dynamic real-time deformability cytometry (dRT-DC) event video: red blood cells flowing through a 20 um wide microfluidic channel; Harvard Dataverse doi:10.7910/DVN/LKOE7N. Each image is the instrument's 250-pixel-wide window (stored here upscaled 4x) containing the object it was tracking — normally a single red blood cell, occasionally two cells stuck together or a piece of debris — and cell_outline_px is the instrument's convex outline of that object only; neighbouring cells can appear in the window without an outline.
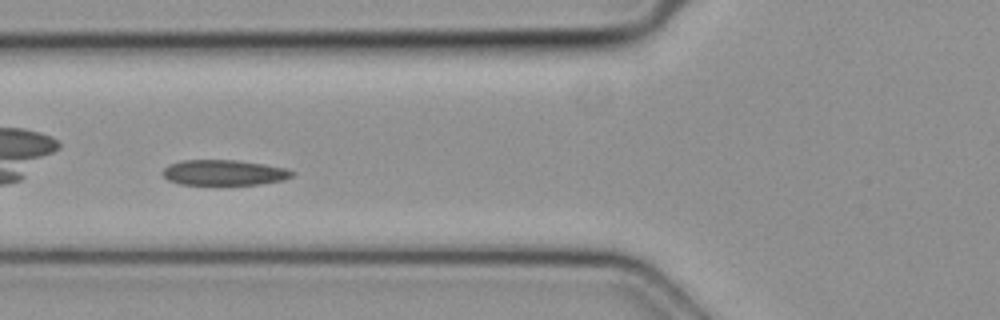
{"species": "common noctule bat (a hibernating species)", "species_latin": "Nyctalus noctula", "temperature_condition": "cold", "stored_images_in_passage": 47, "camera_frame_rate_fps": 3000, "um_per_image_px": 0.085, "animal": {"sex": "female", "body_mass_g": 19.3, "forearm_length_mm": 54.1}, "frame": {"image": 1, "passage_image": 16, "time_ms": 5.0, "image_size_px": [1000, 320], "cell_outline_px": [[296, 172], [292, 176], [284, 180], [256, 184], [180, 184], [168, 180], [160, 172], [168, 164], [180, 160], [236, 160], [264, 164], [284, 168]], "centroid_in_image_um": [19.0, 14.66], "position_along_channel_um": 106.8, "area_um2": 19.13}}
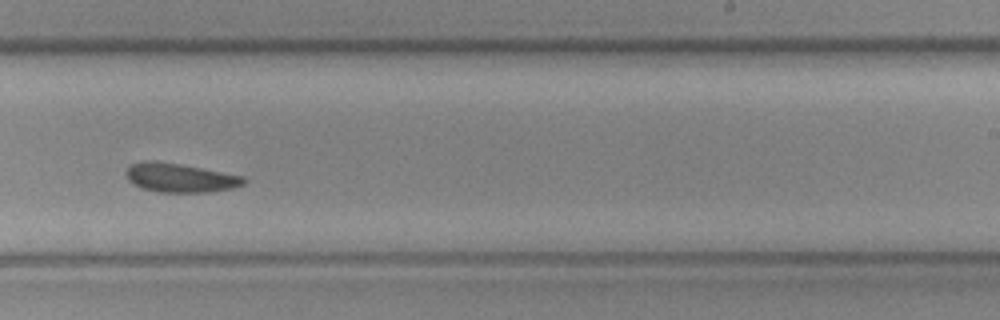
{"frame": {"image": 2, "passage_image": 28, "time_ms": 9.0, "image_size_px": [1000, 320], "cell_outline_px": [[248, 180], [244, 184], [232, 188], [208, 192], [160, 192], [144, 188], [128, 180], [124, 172], [132, 164], [144, 160], [156, 160], [244, 176]], "centroid_in_image_um": [15.31, 15.1], "position_along_channel_um": 273.7, "area_um2": 19.65}}
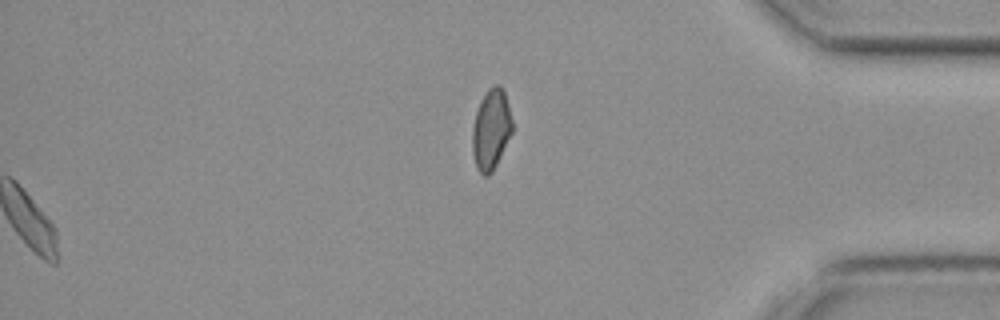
{"frame": {"image": 3, "passage_image": 47, "time_ms": 15.333, "image_size_px": [1000, 320], "cell_outline_px": [[512, 132], [492, 172], [488, 176], [484, 176], [476, 168], [472, 152], [472, 128], [476, 112], [480, 100], [488, 88], [496, 84], [500, 84], [504, 88], [512, 120]], "centroid_in_image_um": [41.73, 10.97], "position_along_channel_um": 393.5, "area_um2": 18.79}}